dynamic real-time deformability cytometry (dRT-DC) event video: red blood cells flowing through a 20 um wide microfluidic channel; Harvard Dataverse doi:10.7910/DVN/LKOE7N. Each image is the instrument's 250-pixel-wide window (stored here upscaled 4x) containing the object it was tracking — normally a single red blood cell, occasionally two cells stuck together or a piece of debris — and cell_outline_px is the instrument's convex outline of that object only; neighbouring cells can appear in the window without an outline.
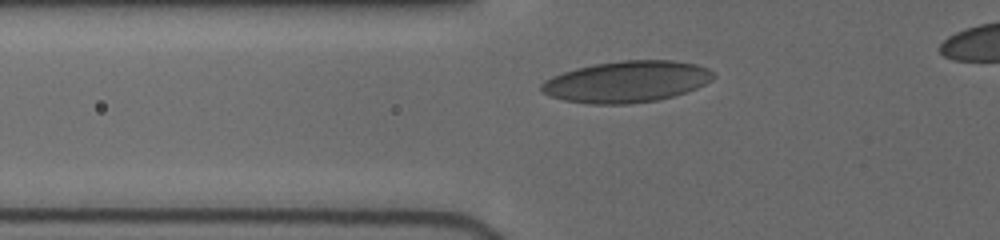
{"species": "human", "species_latin": "Homo sapiens", "temperature_condition": "cold", "stored_images_in_passage": 30, "camera_frame_rate_fps": 3000, "um_per_image_px": 0.085, "donor": {"sex": "female"}, "frame": {"image": 1, "passage_image": 2, "time_ms": 0.333, "image_size_px": [1000, 240], "cell_outline_px": [[716, 76], [712, 80], [696, 88], [672, 96], [656, 100], [628, 104], [592, 104], [564, 100], [552, 96], [544, 92], [540, 88], [540, 84], [544, 80], [552, 76], [576, 68], [592, 64], [620, 60], [672, 60], [696, 64], [708, 68], [716, 72]], "centroid_in_image_um": [53.29, 6.93], "position_along_channel_um": 72.5, "area_um2": 41.5}}
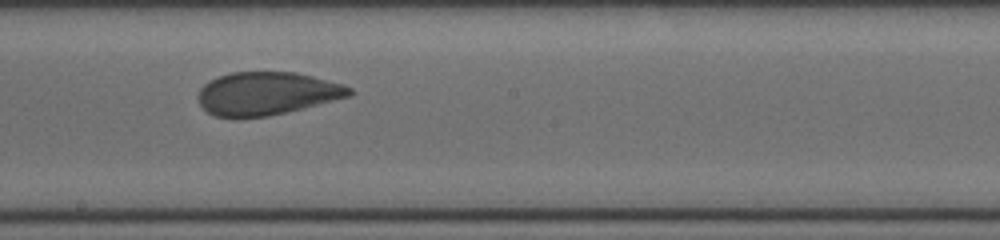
{"frame": {"image": 2, "passage_image": 19, "time_ms": 4.333, "image_size_px": [1000, 240], "cell_outline_px": [[352, 96], [268, 116], [216, 116], [208, 112], [200, 104], [196, 96], [200, 88], [204, 84], [220, 76], [232, 72], [296, 72], [344, 84], [352, 88]], "centroid_in_image_um": [22.7, 7.93], "position_along_channel_um": 225.5, "area_um2": 37.51}}
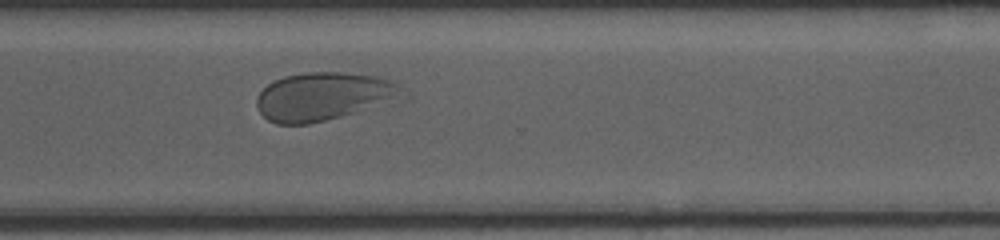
{"frame": {"image": 3, "passage_image": 30, "time_ms": 7.333, "image_size_px": [1000, 240], "cell_outline_px": [[400, 92], [352, 112], [340, 116], [308, 124], [276, 124], [268, 120], [256, 108], [256, 96], [268, 84], [284, 76], [308, 72], [344, 72], [376, 76], [388, 80], [396, 84]], "centroid_in_image_um": [27.23, 8.18], "position_along_channel_um": 343.4, "area_um2": 38.84}}